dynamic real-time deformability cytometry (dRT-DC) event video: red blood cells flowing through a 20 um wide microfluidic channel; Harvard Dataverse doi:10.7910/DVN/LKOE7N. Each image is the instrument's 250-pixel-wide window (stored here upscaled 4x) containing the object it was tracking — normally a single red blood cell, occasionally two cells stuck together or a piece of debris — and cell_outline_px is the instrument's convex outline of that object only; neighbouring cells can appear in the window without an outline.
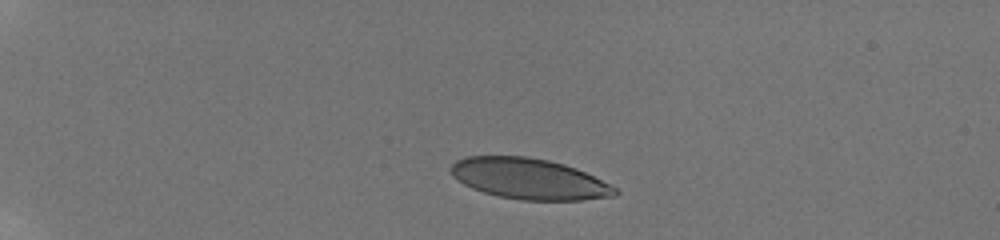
{"species": "human", "species_latin": "Homo sapiens", "temperature_condition": "room temperature", "stored_images_in_passage": 42, "camera_frame_rate_fps": 3000, "um_per_image_px": 0.085, "donor": {"sex": "male"}, "frame": {"image": 1, "passage_image": 1, "time_ms": 0.0, "image_size_px": [1000, 240], "cell_outline_px": [[620, 192], [616, 196], [580, 200], [520, 200], [500, 196], [484, 192], [472, 188], [456, 180], [452, 176], [448, 168], [456, 160], [468, 156], [528, 156], [548, 160], [564, 164], [576, 168], [616, 188]], "centroid_in_image_um": [44.93, 15.19], "position_along_channel_um": 40.1, "area_um2": 39.02}}
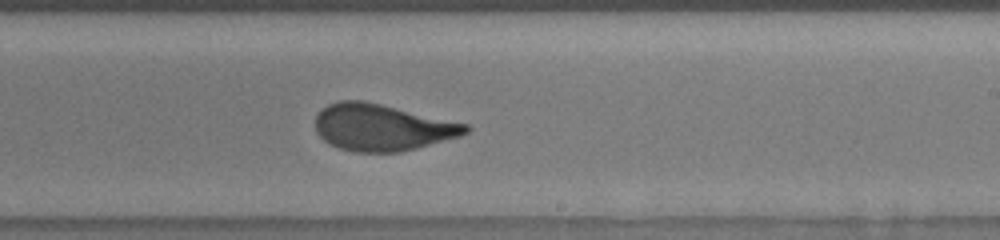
{"frame": {"image": 2, "passage_image": 24, "time_ms": 7.667, "image_size_px": [1000, 240], "cell_outline_px": [[472, 128], [468, 132], [460, 136], [416, 148], [400, 152], [356, 152], [340, 148], [328, 144], [316, 132], [316, 116], [328, 104], [340, 100], [364, 100], [468, 124]], "centroid_in_image_um": [32.48, 10.83], "position_along_channel_um": 256.5, "area_um2": 40.75}}
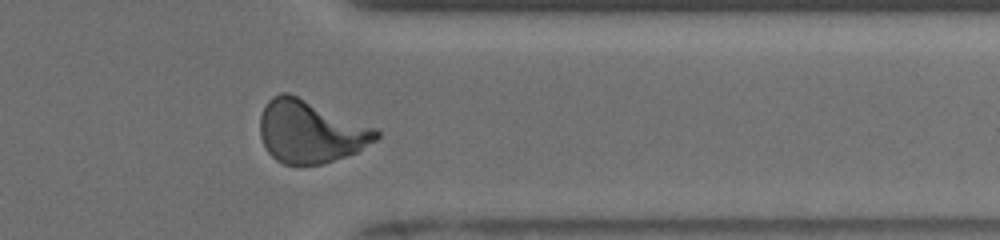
{"frame": {"image": 3, "passage_image": 34, "time_ms": 11.0, "image_size_px": [1000, 240], "cell_outline_px": [[380, 136], [376, 140], [356, 152], [324, 164], [284, 164], [276, 160], [268, 152], [260, 136], [260, 116], [268, 100], [272, 96], [280, 92], [288, 92], [376, 128], [380, 132]], "centroid_in_image_um": [26.37, 11.18], "position_along_channel_um": 385.0, "area_um2": 42.19}, "authors_computed_cell_mechanics": {"area_um2": 40.8646, "velocity_mm_per_s": 3.8741, "shape_relaxation_time_tau1_ms": 3.9071, "shape_relaxation_time_tau2_ms": 0.6804, "deformation_change_tau1": 0.1895, "deformation_change_tau2": 0.0785}}